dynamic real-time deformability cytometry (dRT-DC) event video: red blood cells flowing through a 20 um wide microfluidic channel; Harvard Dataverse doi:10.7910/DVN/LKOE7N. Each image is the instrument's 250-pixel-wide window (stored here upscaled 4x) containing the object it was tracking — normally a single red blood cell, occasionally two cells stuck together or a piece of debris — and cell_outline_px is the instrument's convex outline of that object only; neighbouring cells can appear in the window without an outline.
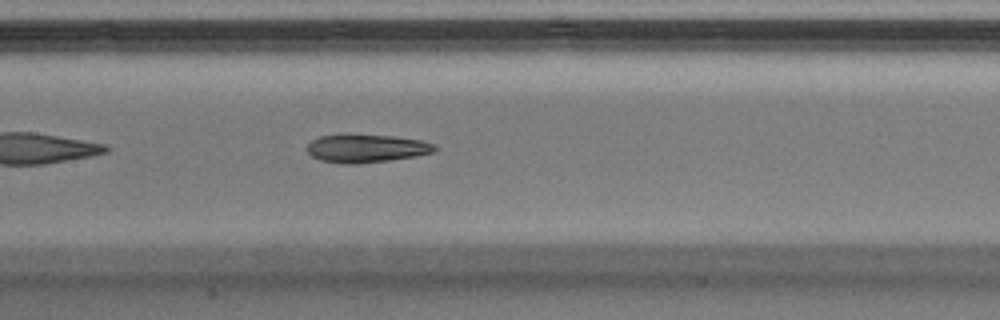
{"species": "Egyptian fruit bat (a non-hibernating species)", "species_latin": "Rousettus aegyptiacus", "temperature_condition": "warm", "stored_images_in_passage": 32, "camera_frame_rate_fps": 3000, "um_per_image_px": 0.085, "animal": {"sex": "male"}, "frame": {"image": 1, "passage_image": 10, "time_ms": 3.0, "image_size_px": [1000, 320], "cell_outline_px": [[440, 148], [436, 152], [416, 156], [388, 160], [356, 164], [344, 164], [320, 160], [312, 156], [308, 152], [308, 144], [312, 140], [320, 136], [392, 136], [420, 140], [436, 144]], "centroid_in_image_um": [31.22, 12.64], "position_along_channel_um": 176.2, "area_um2": 20.52}}
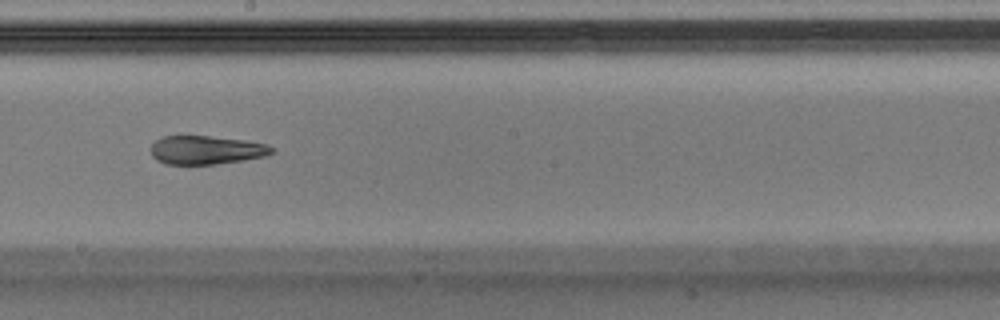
{"frame": {"image": 2, "passage_image": 14, "time_ms": 4.333, "image_size_px": [1000, 320], "cell_outline_px": [[276, 152], [264, 156], [244, 160], [216, 164], [164, 164], [156, 160], [152, 156], [152, 144], [160, 136], [208, 136], [244, 140], [268, 144], [276, 148]], "centroid_in_image_um": [17.56, 12.75], "position_along_channel_um": 230.6, "area_um2": 20.29}, "authors_computed_cell_mechanics": {"area_um2": 21.4727, "velocity_mm_per_s": 4.0966, "shape_relaxation_time_tau1_ms": null, "shape_relaxation_time_tau2_ms": 2.7601, "deformation_change_tau1": null, "deformation_change_tau2": 0.1318}}